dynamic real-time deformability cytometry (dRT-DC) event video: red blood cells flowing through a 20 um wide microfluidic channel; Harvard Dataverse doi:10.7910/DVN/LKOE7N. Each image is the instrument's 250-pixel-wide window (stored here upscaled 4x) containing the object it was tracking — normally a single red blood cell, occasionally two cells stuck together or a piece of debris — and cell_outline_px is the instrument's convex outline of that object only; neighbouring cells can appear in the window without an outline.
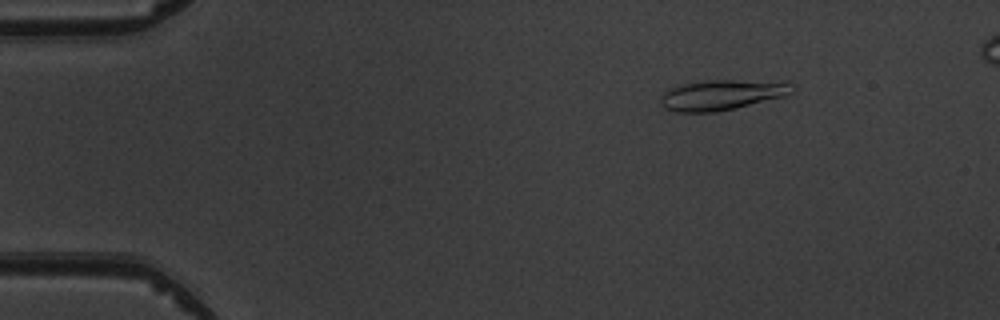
{"species": "common noctule bat (a hibernating species)", "species_latin": "Nyctalus noctula", "temperature_condition": "warm", "stored_images_in_passage": 6, "camera_frame_rate_fps": 3000, "um_per_image_px": 0.085, "animal": {"sex": "male", "body_mass_g": 19.5, "forearm_length_mm": 54.6}, "frame": {"image": 1, "passage_image": 2, "time_ms": 1.333, "image_size_px": [1000, 320], "cell_outline_px": [[796, 88], [792, 92], [784, 96], [716, 112], [672, 112], [664, 108], [660, 100], [660, 96], [668, 88], [684, 84], [708, 80], [788, 80], [796, 84]], "centroid_in_image_um": [61.42, 8.04], "position_along_channel_um": 23.6, "area_um2": 23.64}}
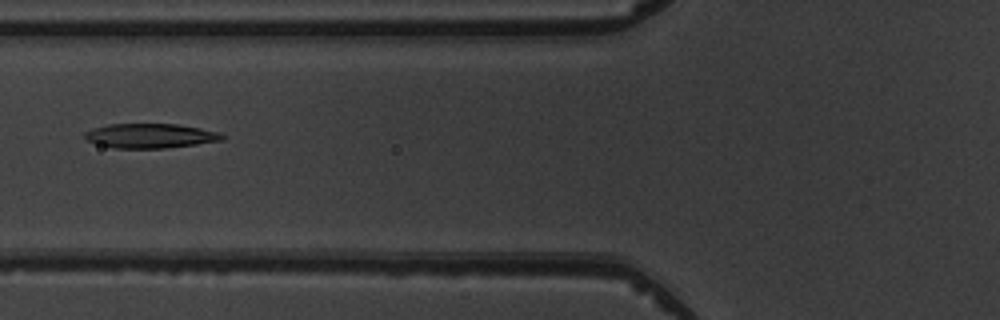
{"frame": {"image": 2, "passage_image": 6, "time_ms": 5.667, "image_size_px": [1000, 320], "cell_outline_px": [[224, 140], [196, 144], [164, 148], [112, 148], [96, 144], [84, 140], [84, 132], [92, 128], [108, 124], [180, 124], [220, 132], [224, 136]], "centroid_in_image_um": [12.73, 11.54], "position_along_channel_um": 113.1, "area_um2": 19.83}}